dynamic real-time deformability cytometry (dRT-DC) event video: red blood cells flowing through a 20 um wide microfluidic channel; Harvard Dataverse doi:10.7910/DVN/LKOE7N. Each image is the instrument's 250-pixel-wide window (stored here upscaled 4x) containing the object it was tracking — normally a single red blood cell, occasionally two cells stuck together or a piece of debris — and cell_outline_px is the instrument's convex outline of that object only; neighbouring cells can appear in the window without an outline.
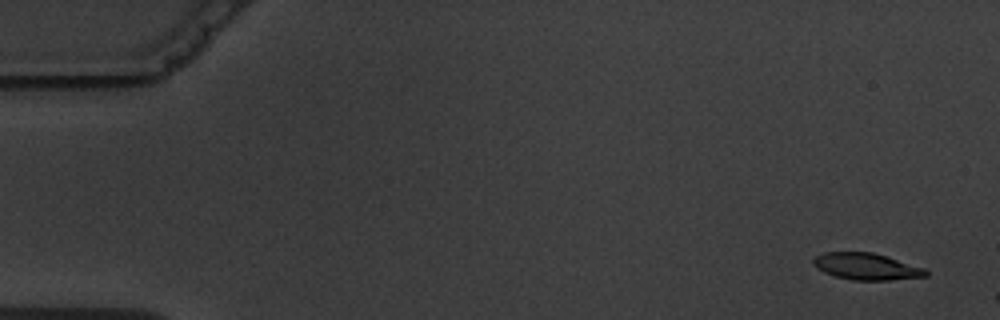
{"species": "common noctule bat (a hibernating species)", "species_latin": "Nyctalus noctula", "temperature_condition": "warm", "stored_images_in_passage": 6, "segment_of_instrument_passage": [2, 2], "camera_frame_rate_fps": 3000, "um_per_image_px": 0.085, "animal": {"sex": "male", "body_mass_g": 19.5, "forearm_length_mm": 54.6}, "frame": {"image": 1, "passage_image": 6, "time_ms": 7.667, "image_size_px": [1000, 320], "cell_outline_px": [[928, 276], [888, 280], [852, 280], [836, 276], [824, 272], [816, 268], [812, 264], [812, 260], [816, 256], [824, 252], [872, 252], [924, 268], [928, 272]], "centroid_in_image_um": [73.61, 22.65], "position_along_channel_um": 11.4, "area_um2": 17.34}}